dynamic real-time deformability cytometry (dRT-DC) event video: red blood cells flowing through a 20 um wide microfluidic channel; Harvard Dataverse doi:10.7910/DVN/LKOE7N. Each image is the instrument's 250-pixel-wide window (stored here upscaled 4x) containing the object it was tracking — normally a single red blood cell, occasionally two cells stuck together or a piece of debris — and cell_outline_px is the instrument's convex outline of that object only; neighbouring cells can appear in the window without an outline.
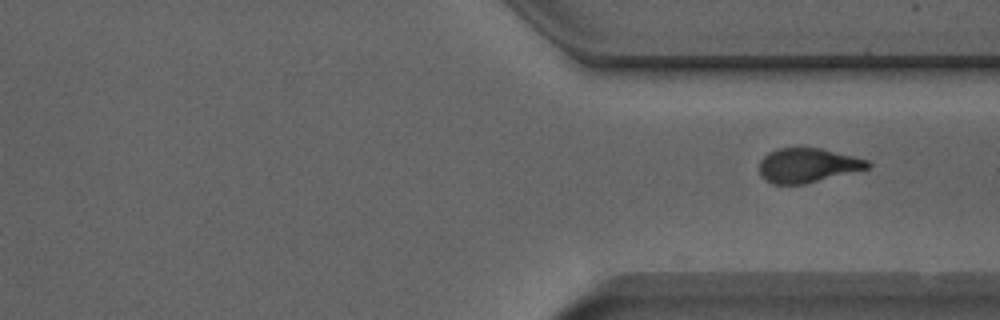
{"species": "Egyptian fruit bat (a non-hibernating species)", "species_latin": "Rousettus aegyptiacus", "temperature_condition": "room temperature", "stored_images_in_passage": 18, "camera_frame_rate_fps": 3000, "um_per_image_px": 0.085, "animal": {"sex": "male"}, "frame": {"image": 1, "passage_image": 18, "time_ms": 5.667, "image_size_px": [1000, 320], "cell_outline_px": [[872, 164], [868, 168], [804, 184], [772, 184], [764, 180], [760, 176], [760, 160], [768, 152], [780, 148], [820, 148], [868, 160]], "centroid_in_image_um": [68.6, 14.06], "position_along_channel_um": 342.8, "area_um2": 21.5}}